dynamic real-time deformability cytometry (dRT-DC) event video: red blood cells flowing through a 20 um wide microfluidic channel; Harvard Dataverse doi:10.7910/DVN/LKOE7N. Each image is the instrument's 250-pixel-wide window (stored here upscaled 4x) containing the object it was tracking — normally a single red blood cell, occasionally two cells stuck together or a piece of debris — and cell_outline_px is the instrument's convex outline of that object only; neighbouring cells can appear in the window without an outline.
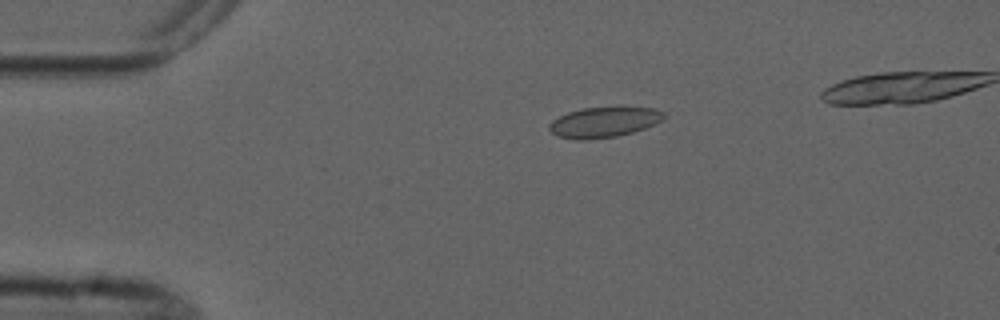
{"species": "common noctule bat (a hibernating species)", "species_latin": "Nyctalus noctula", "temperature_condition": "cold", "stored_images_in_passage": 4, "camera_frame_rate_fps": 3000, "um_per_image_px": 0.085, "animal": {"sex": "male", "forearm_length_mm": 52.5}, "frame": {"image": 1, "passage_image": 2, "time_ms": 1.0, "image_size_px": [1000, 320], "cell_outline_px": [[664, 116], [660, 120], [644, 128], [632, 132], [616, 136], [588, 140], [576, 140], [556, 136], [548, 128], [548, 124], [552, 120], [568, 112], [584, 108], [620, 104], [656, 108], [664, 112]], "centroid_in_image_um": [51.33, 10.34], "position_along_channel_um": 33.7, "area_um2": 20.98}}